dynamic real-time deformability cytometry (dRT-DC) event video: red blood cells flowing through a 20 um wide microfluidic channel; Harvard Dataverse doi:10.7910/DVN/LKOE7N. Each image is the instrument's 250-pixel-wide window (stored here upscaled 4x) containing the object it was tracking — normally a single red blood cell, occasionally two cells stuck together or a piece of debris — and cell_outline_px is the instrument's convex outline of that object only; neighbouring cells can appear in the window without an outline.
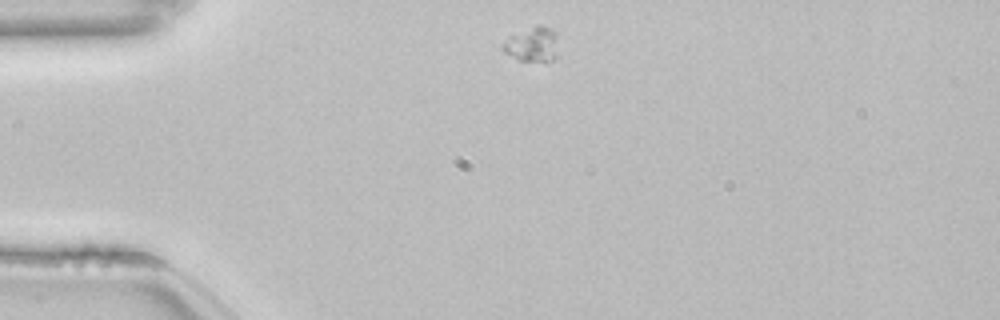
{"species": "common noctule bat (a hibernating species)", "species_latin": "Nyctalus noctula", "temperature_condition": "room temperature", "stored_images_in_passage": 6, "camera_frame_rate_fps": 3000, "um_per_image_px": 0.085, "animal": {"sex": "female", "body_mass_g": 22.7, "forearm_length_mm": 54.2}, "frame": {"image": 1, "passage_image": 1, "time_ms": 0.0, "image_size_px": [1000, 320], "cell_outline_px": [[556, 36], [552, 60], [516, 60], [504, 52], [504, 44], [508, 36], [540, 24], [552, 28], [556, 32]], "centroid_in_image_um": [45.2, 3.74], "position_along_channel_um": 39.8, "area_um2": 10.64}}